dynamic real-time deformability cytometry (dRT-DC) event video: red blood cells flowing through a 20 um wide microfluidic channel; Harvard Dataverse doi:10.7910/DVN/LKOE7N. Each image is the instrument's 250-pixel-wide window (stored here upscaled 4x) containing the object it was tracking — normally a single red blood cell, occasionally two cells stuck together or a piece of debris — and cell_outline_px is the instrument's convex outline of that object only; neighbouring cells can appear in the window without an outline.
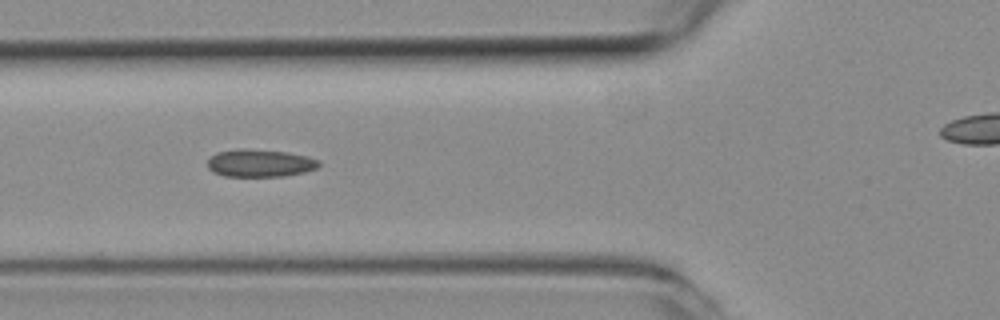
{"species": "common noctule bat (a hibernating species)", "species_latin": "Nyctalus noctula", "temperature_condition": "room temperature", "stored_images_in_passage": 14, "camera_frame_rate_fps": 3000, "um_per_image_px": 0.085, "animal": {"sex": "female", "body_mass_g": 19.3, "forearm_length_mm": 54.1}, "frame": {"image": 1, "passage_image": 5, "time_ms": 1.333, "image_size_px": [1000, 320], "cell_outline_px": [[320, 164], [316, 168], [304, 172], [284, 176], [224, 176], [212, 172], [208, 168], [208, 160], [216, 152], [236, 148], [244, 148], [288, 152], [308, 156], [320, 160]], "centroid_in_image_um": [22.08, 13.85], "position_along_channel_um": 103.7, "area_um2": 18.09}}
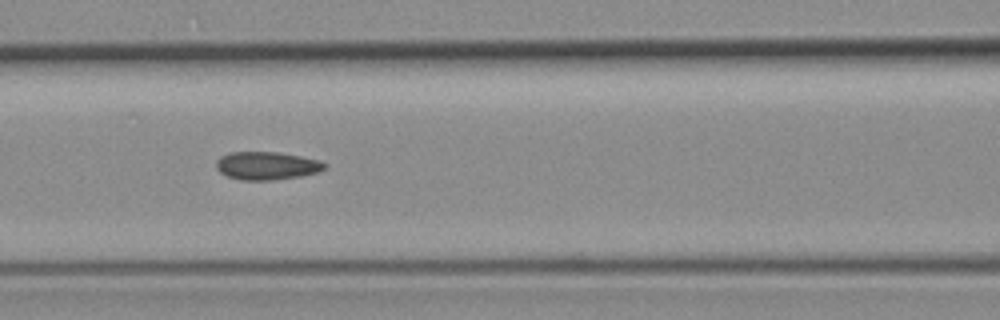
{"frame": {"image": 2, "passage_image": 8, "time_ms": 2.333, "image_size_px": [1000, 320], "cell_outline_px": [[324, 168], [316, 172], [300, 176], [272, 180], [240, 180], [228, 176], [220, 172], [216, 168], [216, 160], [220, 156], [228, 152], [276, 152], [300, 156], [320, 160], [324, 164]], "centroid_in_image_um": [22.61, 14.08], "position_along_channel_um": 144.0, "area_um2": 17.57}}